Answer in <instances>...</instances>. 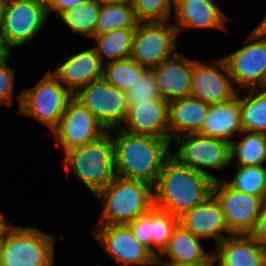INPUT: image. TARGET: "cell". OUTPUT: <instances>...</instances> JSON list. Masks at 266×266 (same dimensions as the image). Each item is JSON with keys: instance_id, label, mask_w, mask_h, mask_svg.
Here are the masks:
<instances>
[{"instance_id": "obj_3", "label": "cell", "mask_w": 266, "mask_h": 266, "mask_svg": "<svg viewBox=\"0 0 266 266\" xmlns=\"http://www.w3.org/2000/svg\"><path fill=\"white\" fill-rule=\"evenodd\" d=\"M95 196L103 206L100 225H126L154 206L152 185L117 176Z\"/></svg>"}, {"instance_id": "obj_13", "label": "cell", "mask_w": 266, "mask_h": 266, "mask_svg": "<svg viewBox=\"0 0 266 266\" xmlns=\"http://www.w3.org/2000/svg\"><path fill=\"white\" fill-rule=\"evenodd\" d=\"M212 195L219 202L225 224L233 234H249L260 214L263 199L231 188L219 178L214 180Z\"/></svg>"}, {"instance_id": "obj_34", "label": "cell", "mask_w": 266, "mask_h": 266, "mask_svg": "<svg viewBox=\"0 0 266 266\" xmlns=\"http://www.w3.org/2000/svg\"><path fill=\"white\" fill-rule=\"evenodd\" d=\"M128 105L152 99H162L152 69H145L140 78L126 91Z\"/></svg>"}, {"instance_id": "obj_8", "label": "cell", "mask_w": 266, "mask_h": 266, "mask_svg": "<svg viewBox=\"0 0 266 266\" xmlns=\"http://www.w3.org/2000/svg\"><path fill=\"white\" fill-rule=\"evenodd\" d=\"M178 33L171 22H139L136 26L130 58L146 69L157 67L173 57Z\"/></svg>"}, {"instance_id": "obj_6", "label": "cell", "mask_w": 266, "mask_h": 266, "mask_svg": "<svg viewBox=\"0 0 266 266\" xmlns=\"http://www.w3.org/2000/svg\"><path fill=\"white\" fill-rule=\"evenodd\" d=\"M72 98L73 95L49 70L35 86L23 89L17 96V112L37 119L53 131Z\"/></svg>"}, {"instance_id": "obj_46", "label": "cell", "mask_w": 266, "mask_h": 266, "mask_svg": "<svg viewBox=\"0 0 266 266\" xmlns=\"http://www.w3.org/2000/svg\"><path fill=\"white\" fill-rule=\"evenodd\" d=\"M216 263H217V261H215V260L213 259V260L210 261L206 266H212V265H214V264H216ZM217 266H219V264H218Z\"/></svg>"}, {"instance_id": "obj_15", "label": "cell", "mask_w": 266, "mask_h": 266, "mask_svg": "<svg viewBox=\"0 0 266 266\" xmlns=\"http://www.w3.org/2000/svg\"><path fill=\"white\" fill-rule=\"evenodd\" d=\"M190 96L208 104L228 102L237 96L223 58L211 60V65L193 60Z\"/></svg>"}, {"instance_id": "obj_29", "label": "cell", "mask_w": 266, "mask_h": 266, "mask_svg": "<svg viewBox=\"0 0 266 266\" xmlns=\"http://www.w3.org/2000/svg\"><path fill=\"white\" fill-rule=\"evenodd\" d=\"M100 7L101 5L96 0H86L63 12L58 18H61L73 33L93 38Z\"/></svg>"}, {"instance_id": "obj_22", "label": "cell", "mask_w": 266, "mask_h": 266, "mask_svg": "<svg viewBox=\"0 0 266 266\" xmlns=\"http://www.w3.org/2000/svg\"><path fill=\"white\" fill-rule=\"evenodd\" d=\"M210 104L187 96L168 102L167 125L169 140L199 133L209 111Z\"/></svg>"}, {"instance_id": "obj_38", "label": "cell", "mask_w": 266, "mask_h": 266, "mask_svg": "<svg viewBox=\"0 0 266 266\" xmlns=\"http://www.w3.org/2000/svg\"><path fill=\"white\" fill-rule=\"evenodd\" d=\"M86 0H48L46 3L47 14L49 16L51 11L57 12L59 17L63 12L68 11Z\"/></svg>"}, {"instance_id": "obj_1", "label": "cell", "mask_w": 266, "mask_h": 266, "mask_svg": "<svg viewBox=\"0 0 266 266\" xmlns=\"http://www.w3.org/2000/svg\"><path fill=\"white\" fill-rule=\"evenodd\" d=\"M110 134L114 145L116 176L142 181L154 187L158 175L171 156V141L149 135L132 134L121 128ZM114 134V135H113Z\"/></svg>"}, {"instance_id": "obj_12", "label": "cell", "mask_w": 266, "mask_h": 266, "mask_svg": "<svg viewBox=\"0 0 266 266\" xmlns=\"http://www.w3.org/2000/svg\"><path fill=\"white\" fill-rule=\"evenodd\" d=\"M106 132L96 117L73 97L52 134L57 148L65 153L97 140Z\"/></svg>"}, {"instance_id": "obj_40", "label": "cell", "mask_w": 266, "mask_h": 266, "mask_svg": "<svg viewBox=\"0 0 266 266\" xmlns=\"http://www.w3.org/2000/svg\"><path fill=\"white\" fill-rule=\"evenodd\" d=\"M9 223L7 221V218L5 215H3L2 213H0V239H2L5 231L7 230V228L9 227Z\"/></svg>"}, {"instance_id": "obj_23", "label": "cell", "mask_w": 266, "mask_h": 266, "mask_svg": "<svg viewBox=\"0 0 266 266\" xmlns=\"http://www.w3.org/2000/svg\"><path fill=\"white\" fill-rule=\"evenodd\" d=\"M242 131L239 94L237 93V96L228 102L210 104L209 111L198 134L219 138L231 143V137Z\"/></svg>"}, {"instance_id": "obj_24", "label": "cell", "mask_w": 266, "mask_h": 266, "mask_svg": "<svg viewBox=\"0 0 266 266\" xmlns=\"http://www.w3.org/2000/svg\"><path fill=\"white\" fill-rule=\"evenodd\" d=\"M201 239L185 230L180 224L171 235L164 252L156 258V262L198 263L213 260V252H206ZM165 254L171 259L163 258Z\"/></svg>"}, {"instance_id": "obj_44", "label": "cell", "mask_w": 266, "mask_h": 266, "mask_svg": "<svg viewBox=\"0 0 266 266\" xmlns=\"http://www.w3.org/2000/svg\"><path fill=\"white\" fill-rule=\"evenodd\" d=\"M19 0H0V5H5L12 2H17Z\"/></svg>"}, {"instance_id": "obj_18", "label": "cell", "mask_w": 266, "mask_h": 266, "mask_svg": "<svg viewBox=\"0 0 266 266\" xmlns=\"http://www.w3.org/2000/svg\"><path fill=\"white\" fill-rule=\"evenodd\" d=\"M179 224L200 239H215L216 245L233 235L225 224L219 202L212 194L203 203L180 216ZM222 232L229 234L224 235Z\"/></svg>"}, {"instance_id": "obj_20", "label": "cell", "mask_w": 266, "mask_h": 266, "mask_svg": "<svg viewBox=\"0 0 266 266\" xmlns=\"http://www.w3.org/2000/svg\"><path fill=\"white\" fill-rule=\"evenodd\" d=\"M174 18L177 33L182 29L225 30L228 17L219 9L214 0H175Z\"/></svg>"}, {"instance_id": "obj_16", "label": "cell", "mask_w": 266, "mask_h": 266, "mask_svg": "<svg viewBox=\"0 0 266 266\" xmlns=\"http://www.w3.org/2000/svg\"><path fill=\"white\" fill-rule=\"evenodd\" d=\"M167 111L168 102L164 99H152L128 105V114L121 129L132 134L169 140Z\"/></svg>"}, {"instance_id": "obj_39", "label": "cell", "mask_w": 266, "mask_h": 266, "mask_svg": "<svg viewBox=\"0 0 266 266\" xmlns=\"http://www.w3.org/2000/svg\"><path fill=\"white\" fill-rule=\"evenodd\" d=\"M208 263L209 262H198V263L156 262L155 265L156 266H206Z\"/></svg>"}, {"instance_id": "obj_47", "label": "cell", "mask_w": 266, "mask_h": 266, "mask_svg": "<svg viewBox=\"0 0 266 266\" xmlns=\"http://www.w3.org/2000/svg\"><path fill=\"white\" fill-rule=\"evenodd\" d=\"M39 1H42V2H44L46 4L48 0H39Z\"/></svg>"}, {"instance_id": "obj_36", "label": "cell", "mask_w": 266, "mask_h": 266, "mask_svg": "<svg viewBox=\"0 0 266 266\" xmlns=\"http://www.w3.org/2000/svg\"><path fill=\"white\" fill-rule=\"evenodd\" d=\"M11 53L0 59V105H11L13 102L15 71L6 63Z\"/></svg>"}, {"instance_id": "obj_35", "label": "cell", "mask_w": 266, "mask_h": 266, "mask_svg": "<svg viewBox=\"0 0 266 266\" xmlns=\"http://www.w3.org/2000/svg\"><path fill=\"white\" fill-rule=\"evenodd\" d=\"M126 225L130 228L135 239L151 252L152 208Z\"/></svg>"}, {"instance_id": "obj_21", "label": "cell", "mask_w": 266, "mask_h": 266, "mask_svg": "<svg viewBox=\"0 0 266 266\" xmlns=\"http://www.w3.org/2000/svg\"><path fill=\"white\" fill-rule=\"evenodd\" d=\"M213 251V259L219 266H266V249L249 234L226 237Z\"/></svg>"}, {"instance_id": "obj_11", "label": "cell", "mask_w": 266, "mask_h": 266, "mask_svg": "<svg viewBox=\"0 0 266 266\" xmlns=\"http://www.w3.org/2000/svg\"><path fill=\"white\" fill-rule=\"evenodd\" d=\"M174 141L178 147L176 153H171L173 157L195 171L210 175L214 180L218 178L205 169L221 170L231 163L230 143L225 140L196 133L177 137Z\"/></svg>"}, {"instance_id": "obj_31", "label": "cell", "mask_w": 266, "mask_h": 266, "mask_svg": "<svg viewBox=\"0 0 266 266\" xmlns=\"http://www.w3.org/2000/svg\"><path fill=\"white\" fill-rule=\"evenodd\" d=\"M236 173L231 181L225 182L234 190L266 198L265 166H236Z\"/></svg>"}, {"instance_id": "obj_41", "label": "cell", "mask_w": 266, "mask_h": 266, "mask_svg": "<svg viewBox=\"0 0 266 266\" xmlns=\"http://www.w3.org/2000/svg\"><path fill=\"white\" fill-rule=\"evenodd\" d=\"M101 6L110 4H122L131 2L132 0H96Z\"/></svg>"}, {"instance_id": "obj_14", "label": "cell", "mask_w": 266, "mask_h": 266, "mask_svg": "<svg viewBox=\"0 0 266 266\" xmlns=\"http://www.w3.org/2000/svg\"><path fill=\"white\" fill-rule=\"evenodd\" d=\"M93 234L105 253L118 266H149L156 263V257L135 239L125 224H98Z\"/></svg>"}, {"instance_id": "obj_17", "label": "cell", "mask_w": 266, "mask_h": 266, "mask_svg": "<svg viewBox=\"0 0 266 266\" xmlns=\"http://www.w3.org/2000/svg\"><path fill=\"white\" fill-rule=\"evenodd\" d=\"M192 70L193 60L186 58L183 52L152 68L161 98L170 102L190 96Z\"/></svg>"}, {"instance_id": "obj_19", "label": "cell", "mask_w": 266, "mask_h": 266, "mask_svg": "<svg viewBox=\"0 0 266 266\" xmlns=\"http://www.w3.org/2000/svg\"><path fill=\"white\" fill-rule=\"evenodd\" d=\"M51 73L72 94L90 82L103 78V63L93 47L71 55Z\"/></svg>"}, {"instance_id": "obj_28", "label": "cell", "mask_w": 266, "mask_h": 266, "mask_svg": "<svg viewBox=\"0 0 266 266\" xmlns=\"http://www.w3.org/2000/svg\"><path fill=\"white\" fill-rule=\"evenodd\" d=\"M138 23L132 2L103 5L100 7L94 36L116 29L136 28Z\"/></svg>"}, {"instance_id": "obj_5", "label": "cell", "mask_w": 266, "mask_h": 266, "mask_svg": "<svg viewBox=\"0 0 266 266\" xmlns=\"http://www.w3.org/2000/svg\"><path fill=\"white\" fill-rule=\"evenodd\" d=\"M55 239L37 227L10 223L2 237V266H53Z\"/></svg>"}, {"instance_id": "obj_45", "label": "cell", "mask_w": 266, "mask_h": 266, "mask_svg": "<svg viewBox=\"0 0 266 266\" xmlns=\"http://www.w3.org/2000/svg\"><path fill=\"white\" fill-rule=\"evenodd\" d=\"M2 239H0V266H2Z\"/></svg>"}, {"instance_id": "obj_7", "label": "cell", "mask_w": 266, "mask_h": 266, "mask_svg": "<svg viewBox=\"0 0 266 266\" xmlns=\"http://www.w3.org/2000/svg\"><path fill=\"white\" fill-rule=\"evenodd\" d=\"M47 17L46 4L39 0L0 5V39L4 49L11 53V48L31 42Z\"/></svg>"}, {"instance_id": "obj_33", "label": "cell", "mask_w": 266, "mask_h": 266, "mask_svg": "<svg viewBox=\"0 0 266 266\" xmlns=\"http://www.w3.org/2000/svg\"><path fill=\"white\" fill-rule=\"evenodd\" d=\"M131 2L138 22L168 21L171 10L175 7V0H132Z\"/></svg>"}, {"instance_id": "obj_2", "label": "cell", "mask_w": 266, "mask_h": 266, "mask_svg": "<svg viewBox=\"0 0 266 266\" xmlns=\"http://www.w3.org/2000/svg\"><path fill=\"white\" fill-rule=\"evenodd\" d=\"M213 183L210 175L181 164L171 155L153 187L154 205L179 218L212 194Z\"/></svg>"}, {"instance_id": "obj_26", "label": "cell", "mask_w": 266, "mask_h": 266, "mask_svg": "<svg viewBox=\"0 0 266 266\" xmlns=\"http://www.w3.org/2000/svg\"><path fill=\"white\" fill-rule=\"evenodd\" d=\"M246 134L238 143H230V162L236 159V166H262L266 162V134L251 133Z\"/></svg>"}, {"instance_id": "obj_9", "label": "cell", "mask_w": 266, "mask_h": 266, "mask_svg": "<svg viewBox=\"0 0 266 266\" xmlns=\"http://www.w3.org/2000/svg\"><path fill=\"white\" fill-rule=\"evenodd\" d=\"M245 42L248 44L223 57L233 83L245 90L265 89L266 35L255 27Z\"/></svg>"}, {"instance_id": "obj_43", "label": "cell", "mask_w": 266, "mask_h": 266, "mask_svg": "<svg viewBox=\"0 0 266 266\" xmlns=\"http://www.w3.org/2000/svg\"><path fill=\"white\" fill-rule=\"evenodd\" d=\"M8 52L4 49L1 39H0V59H2L5 55H7Z\"/></svg>"}, {"instance_id": "obj_4", "label": "cell", "mask_w": 266, "mask_h": 266, "mask_svg": "<svg viewBox=\"0 0 266 266\" xmlns=\"http://www.w3.org/2000/svg\"><path fill=\"white\" fill-rule=\"evenodd\" d=\"M64 158L67 175L70 170L74 172L94 195L116 177L110 130L95 141L65 152Z\"/></svg>"}, {"instance_id": "obj_10", "label": "cell", "mask_w": 266, "mask_h": 266, "mask_svg": "<svg viewBox=\"0 0 266 266\" xmlns=\"http://www.w3.org/2000/svg\"><path fill=\"white\" fill-rule=\"evenodd\" d=\"M73 97L109 130L121 128L128 114L126 91L111 86L104 78L90 82Z\"/></svg>"}, {"instance_id": "obj_25", "label": "cell", "mask_w": 266, "mask_h": 266, "mask_svg": "<svg viewBox=\"0 0 266 266\" xmlns=\"http://www.w3.org/2000/svg\"><path fill=\"white\" fill-rule=\"evenodd\" d=\"M135 29H116L93 37L96 42L93 48L103 64L106 63L105 57L108 58L107 62L130 58Z\"/></svg>"}, {"instance_id": "obj_42", "label": "cell", "mask_w": 266, "mask_h": 266, "mask_svg": "<svg viewBox=\"0 0 266 266\" xmlns=\"http://www.w3.org/2000/svg\"><path fill=\"white\" fill-rule=\"evenodd\" d=\"M256 28L264 35H266V15L264 18L259 22V24L256 26Z\"/></svg>"}, {"instance_id": "obj_30", "label": "cell", "mask_w": 266, "mask_h": 266, "mask_svg": "<svg viewBox=\"0 0 266 266\" xmlns=\"http://www.w3.org/2000/svg\"><path fill=\"white\" fill-rule=\"evenodd\" d=\"M145 69L132 58L106 62L103 64V78L111 86L127 91Z\"/></svg>"}, {"instance_id": "obj_32", "label": "cell", "mask_w": 266, "mask_h": 266, "mask_svg": "<svg viewBox=\"0 0 266 266\" xmlns=\"http://www.w3.org/2000/svg\"><path fill=\"white\" fill-rule=\"evenodd\" d=\"M178 225V217L155 205L152 207L151 253L153 256L158 258L164 252L171 235ZM154 246L155 248L157 247L158 252Z\"/></svg>"}, {"instance_id": "obj_37", "label": "cell", "mask_w": 266, "mask_h": 266, "mask_svg": "<svg viewBox=\"0 0 266 266\" xmlns=\"http://www.w3.org/2000/svg\"><path fill=\"white\" fill-rule=\"evenodd\" d=\"M249 235L264 249H266V198L263 200L260 214L253 230Z\"/></svg>"}, {"instance_id": "obj_27", "label": "cell", "mask_w": 266, "mask_h": 266, "mask_svg": "<svg viewBox=\"0 0 266 266\" xmlns=\"http://www.w3.org/2000/svg\"><path fill=\"white\" fill-rule=\"evenodd\" d=\"M239 104L243 131L266 134V89L250 90Z\"/></svg>"}]
</instances>
